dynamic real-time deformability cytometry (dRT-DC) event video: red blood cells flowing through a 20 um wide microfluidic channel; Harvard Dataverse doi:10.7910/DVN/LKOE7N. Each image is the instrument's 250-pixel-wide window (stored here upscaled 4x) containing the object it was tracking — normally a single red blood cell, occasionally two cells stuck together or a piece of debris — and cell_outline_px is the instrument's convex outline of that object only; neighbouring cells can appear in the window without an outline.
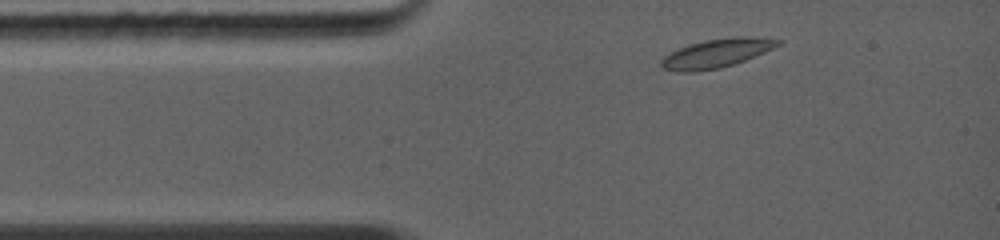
{"species": "common noctule bat (a hibernating species)", "species_latin": "Nyctalus noctula", "temperature_condition": "warm", "stored_images_in_passage": 29, "camera_frame_rate_fps": 5000, "um_per_image_px": 0.085, "animal": {"sex": "female", "body_mass_g": 19.0, "forearm_length_mm": 56.7}, "frame": {"image": 1, "passage_image": 1, "time_ms": 0.0, "image_size_px": [1000, 240], "cell_outline_px": [[784, 40], [780, 44], [764, 52], [744, 60], [720, 68], [692, 72], [680, 72], [660, 68], [660, 60], [664, 56], [688, 44], [704, 40], [732, 36], [752, 36]], "centroid_in_image_um": [60.89, 4.51], "position_along_channel_um": 24.1, "area_um2": 19.59}}
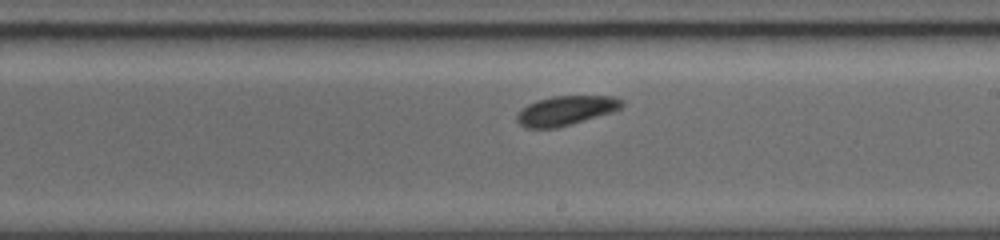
{"frame": {"image": 2, "passage_image": 13, "time_ms": 5.6, "image_size_px": [1000, 240], "cell_outline_px": [[624, 104], [620, 108], [612, 112], [572, 124], [556, 128], [524, 128], [516, 120], [516, 112], [528, 104], [536, 100], [552, 96], [616, 96], [624, 100]], "centroid_in_image_um": [48.08, 9.39], "position_along_channel_um": 240.9, "area_um2": 18.21}}
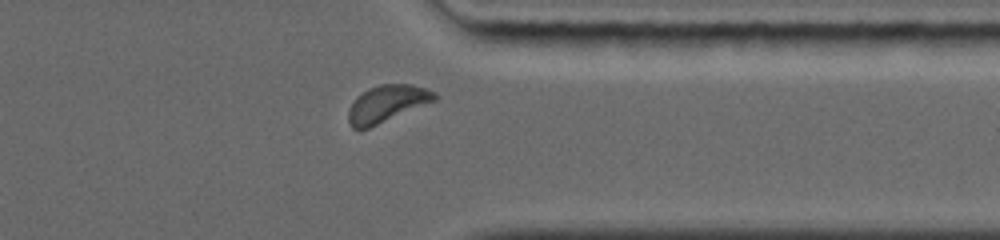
{"frame": {"image": 3, "passage_image": 24, "time_ms": 8.8, "image_size_px": [1000, 240], "cell_outline_px": [[440, 96], [436, 100], [368, 128], [352, 128], [348, 120], [348, 112], [356, 96], [368, 88], [380, 84], [412, 84], [436, 92]], "centroid_in_image_um": [32.91, 8.79], "position_along_channel_um": 378.5, "area_um2": 18.38}, "authors_computed_cell_mechanics": {"area_um2": 18.207, "velocity_mm_per_s": 4.3336, "shape_relaxation_time_tau1_ms": 9.601, "shape_relaxation_time_tau2_ms": null, "deformation_change_tau1": 0.2432, "deformation_change_tau2": null}}